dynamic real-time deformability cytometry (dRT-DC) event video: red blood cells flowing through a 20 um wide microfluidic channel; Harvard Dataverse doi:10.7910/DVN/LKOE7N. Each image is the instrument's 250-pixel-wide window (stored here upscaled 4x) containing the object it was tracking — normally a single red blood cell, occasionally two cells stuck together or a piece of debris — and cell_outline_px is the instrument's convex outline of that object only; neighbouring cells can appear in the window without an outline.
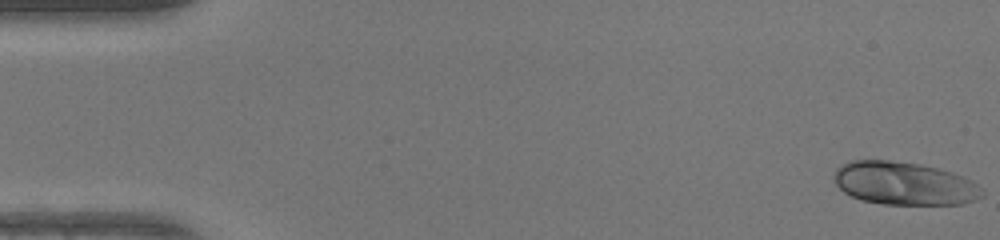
{"species": "human", "species_latin": "Homo sapiens", "temperature_condition": "warm", "stored_images_in_passage": 48, "camera_frame_rate_fps": 3000, "um_per_image_px": 0.085, "donor": {"sex": "female"}, "frame": {"image": 1, "passage_image": 1, "time_ms": 0.0, "image_size_px": [1000, 240], "cell_outline_px": [[984, 196], [960, 204], [884, 204], [860, 200], [844, 192], [836, 184], [832, 176], [836, 168], [852, 160], [888, 160], [920, 164], [952, 172], [972, 180], [984, 192]], "centroid_in_image_um": [76.83, 15.59], "position_along_channel_um": 8.2, "area_um2": 37.05}}
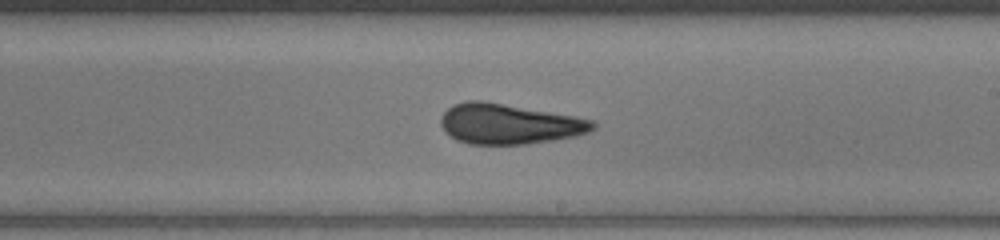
{"frame": {"image": 2, "passage_image": 28, "time_ms": 9.0, "image_size_px": [1000, 240], "cell_outline_px": [[596, 128], [588, 132], [576, 136], [552, 140], [524, 144], [468, 144], [456, 140], [440, 124], [440, 116], [452, 104], [468, 100], [480, 100], [576, 116], [596, 120]], "centroid_in_image_um": [43.29, 10.53], "position_along_channel_um": 245.7, "area_um2": 35.66}}
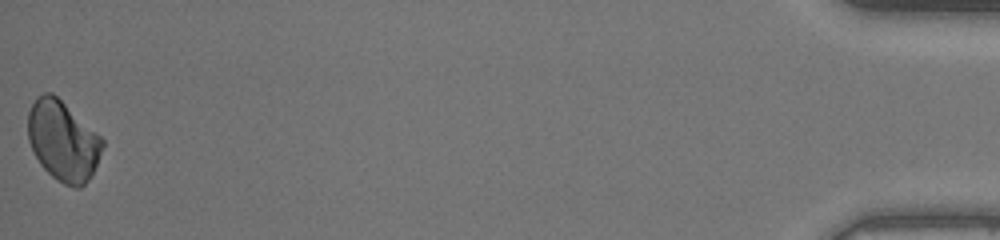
{"frame": {"image": 3, "passage_image": 48, "time_ms": 15.667, "image_size_px": [1000, 240], "cell_outline_px": [[104, 144], [96, 164], [88, 180], [80, 188], [76, 188], [64, 184], [56, 180], [40, 164], [28, 140], [28, 112], [36, 96], [44, 92], [52, 92], [96, 132], [104, 140]], "centroid_in_image_um": [5.33, 11.96], "position_along_channel_um": 429.9, "area_um2": 34.39}, "authors_computed_cell_mechanics": {"area_um2": 35.3736, "velocity_mm_per_s": 4.301, "shape_relaxation_time_tau1_ms": 7.1613, "shape_relaxation_time_tau2_ms": 0.8487, "deformation_change_tau1": 0.1587, "deformation_change_tau2": 0.0374}}